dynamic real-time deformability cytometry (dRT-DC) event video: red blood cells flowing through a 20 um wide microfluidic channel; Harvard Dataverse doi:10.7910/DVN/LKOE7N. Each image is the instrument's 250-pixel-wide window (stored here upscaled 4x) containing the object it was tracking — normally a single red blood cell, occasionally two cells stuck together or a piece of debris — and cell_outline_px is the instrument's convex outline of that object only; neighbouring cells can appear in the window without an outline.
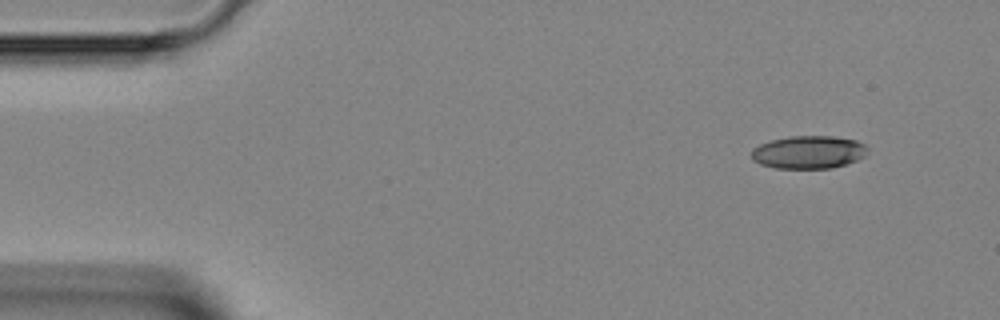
{"species": "Egyptian fruit bat (a non-hibernating species)", "species_latin": "Rousettus aegyptiacus", "temperature_condition": "room temperature", "stored_images_in_passage": 43, "camera_frame_rate_fps": 3000, "um_per_image_px": 0.085, "animal": {"sex": "female"}, "frame": {"image": 1, "passage_image": 1, "time_ms": 0.0, "image_size_px": [1000, 320], "cell_outline_px": [[868, 148], [864, 156], [856, 160], [832, 168], [776, 168], [760, 164], [752, 160], [752, 148], [760, 144], [772, 140], [792, 136], [832, 136], [856, 140], [864, 144]], "centroid_in_image_um": [68.71, 12.93], "position_along_channel_um": 16.3, "area_um2": 22.14}}
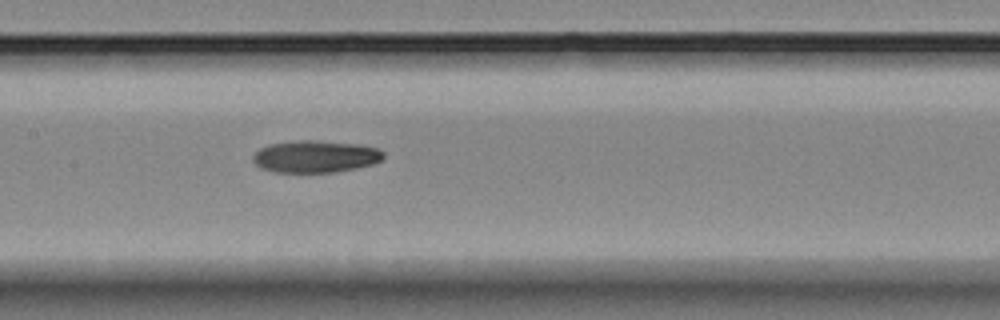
{"frame": {"image": 2, "passage_image": 19, "time_ms": 6.0, "image_size_px": [1000, 320], "cell_outline_px": [[384, 160], [372, 164], [356, 168], [336, 172], [276, 172], [260, 168], [252, 160], [252, 156], [260, 148], [268, 144], [296, 140], [316, 140], [360, 144], [380, 148], [384, 152]], "centroid_in_image_um": [26.84, 13.29], "position_along_channel_um": 180.6, "area_um2": 24.74}}
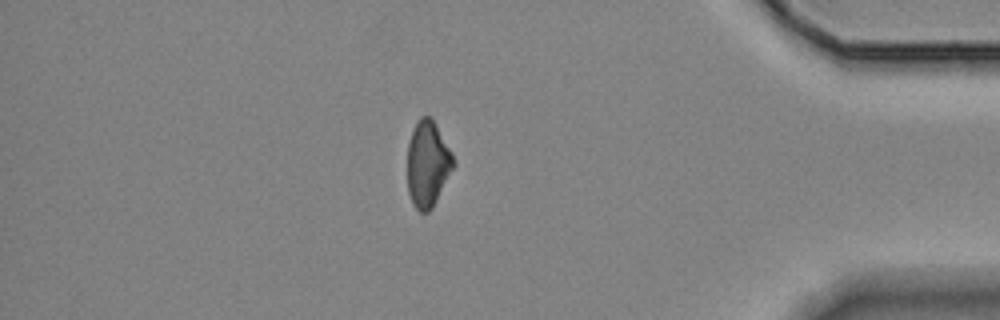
{"frame": {"image": 3, "passage_image": 37, "time_ms": 12.0, "image_size_px": [1000, 320], "cell_outline_px": [[456, 164], [432, 208], [428, 212], [420, 212], [412, 204], [408, 192], [408, 144], [412, 132], [420, 116], [428, 116], [436, 124], [452, 152]], "centroid_in_image_um": [36.36, 13.95], "position_along_channel_um": 398.8, "area_um2": 23.0}}